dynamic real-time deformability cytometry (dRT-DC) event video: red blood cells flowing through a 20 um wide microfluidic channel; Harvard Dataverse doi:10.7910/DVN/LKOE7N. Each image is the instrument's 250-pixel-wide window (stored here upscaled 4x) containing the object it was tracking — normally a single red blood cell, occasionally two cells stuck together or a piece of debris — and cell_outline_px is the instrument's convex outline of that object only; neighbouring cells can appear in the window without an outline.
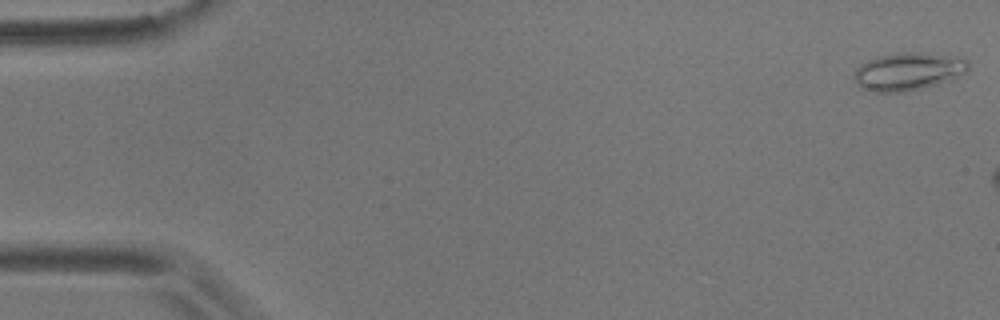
{"species": "common noctule bat (a hibernating species)", "species_latin": "Nyctalus noctula", "temperature_condition": "room temperature", "stored_images_in_passage": 3, "camera_frame_rate_fps": 3000, "um_per_image_px": 0.085, "animal": {"sex": "male", "body_mass_g": 17.9}, "frame": {"image": 1, "passage_image": 1, "time_ms": 0.0, "image_size_px": [1000, 320], "cell_outline_px": [[968, 68], [964, 72], [948, 80], [936, 84], [904, 92], [876, 92], [860, 88], [856, 80], [856, 68], [860, 64], [868, 60], [880, 56], [896, 52], [920, 52], [968, 60]], "centroid_in_image_um": [77.13, 6.07], "position_along_channel_um": 7.9, "area_um2": 24.51}}